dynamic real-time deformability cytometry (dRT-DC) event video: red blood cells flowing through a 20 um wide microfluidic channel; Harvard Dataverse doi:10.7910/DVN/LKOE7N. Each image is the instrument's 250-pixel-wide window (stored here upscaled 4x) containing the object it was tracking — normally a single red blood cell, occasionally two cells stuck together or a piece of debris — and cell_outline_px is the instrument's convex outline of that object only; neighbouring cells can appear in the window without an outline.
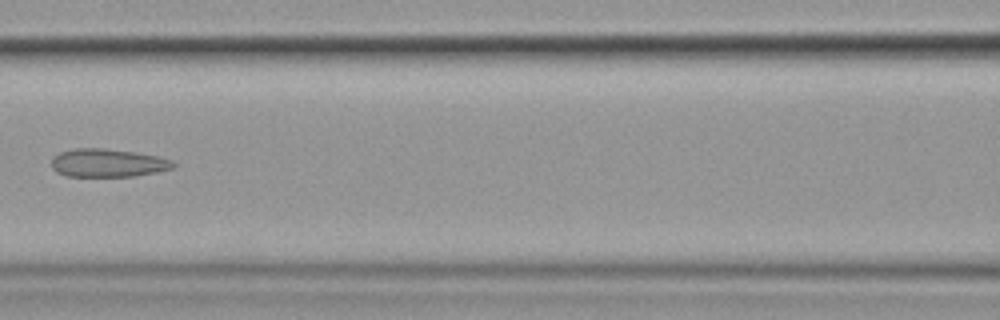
{"species": "common noctule bat (a hibernating species)", "species_latin": "Nyctalus noctula", "temperature_condition": "cold", "stored_images_in_passage": 15, "camera_frame_rate_fps": 3000, "um_per_image_px": 0.085, "animal": {"sex": "female", "body_mass_g": 19.9}, "frame": {"image": 1, "passage_image": 7, "time_ms": 8.0, "image_size_px": [1000, 320], "cell_outline_px": [[176, 168], [136, 176], [64, 176], [56, 172], [52, 168], [52, 156], [60, 152], [76, 148], [104, 148], [136, 152], [156, 156], [172, 160], [176, 164]], "centroid_in_image_um": [9.17, 13.85], "position_along_channel_um": 157.4, "area_um2": 20.17}, "authors_computed_cell_mechanics": {"area_um2": 23.9292, "velocity_mm_per_s": 3.5517, "shape_relaxation_time_tau1_ms": null, "shape_relaxation_time_tau2_ms": 1.1683, "deformation_change_tau1": null, "deformation_change_tau2": 0.0802}}